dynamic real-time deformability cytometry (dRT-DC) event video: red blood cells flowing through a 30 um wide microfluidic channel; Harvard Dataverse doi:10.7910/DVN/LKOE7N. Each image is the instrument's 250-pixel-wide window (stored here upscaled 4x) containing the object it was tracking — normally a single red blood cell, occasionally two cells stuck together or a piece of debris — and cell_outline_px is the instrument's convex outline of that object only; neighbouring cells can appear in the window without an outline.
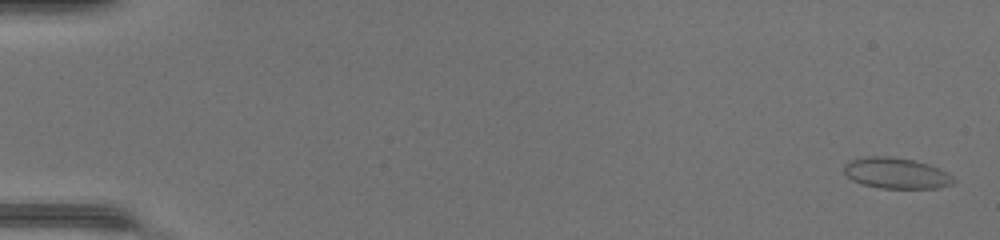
{"species": "common noctule bat (a hibernating species)", "species_latin": "Nyctalus noctula", "temperature_condition": "warm", "stored_images_in_passage": 50, "camera_frame_rate_fps": 3000, "um_per_image_px": 0.085, "animal": {"sex": "female", "body_mass_g": 17.0, "forearm_length_mm": 48.0}, "frame": {"image": 1, "passage_image": 2, "time_ms": 0.333, "image_size_px": [1000, 240], "cell_outline_px": [[956, 180], [952, 184], [936, 188], [880, 188], [864, 184], [852, 180], [844, 172], [844, 164], [848, 160], [868, 156], [892, 156], [916, 160], [940, 168], [948, 172]], "centroid_in_image_um": [76.19, 14.7], "position_along_channel_um": 8.8, "area_um2": 19.88}}
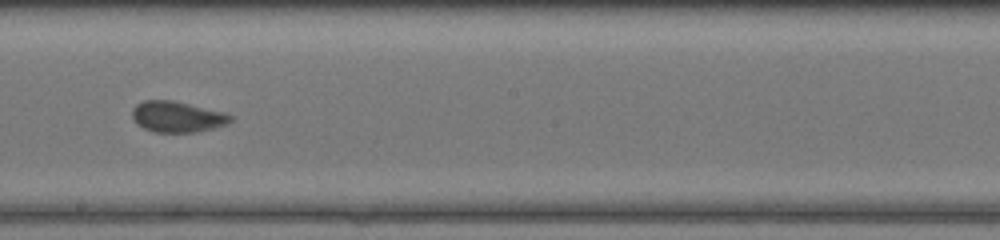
{"frame": {"image": 2, "passage_image": 30, "time_ms": 9.667, "image_size_px": [1000, 240], "cell_outline_px": [[232, 120], [228, 124], [196, 132], [156, 132], [144, 128], [136, 124], [132, 120], [132, 108], [136, 104], [144, 100], [172, 100], [224, 112], [232, 116]], "centroid_in_image_um": [15.03, 9.92], "position_along_channel_um": 233.2, "area_um2": 17.74}}
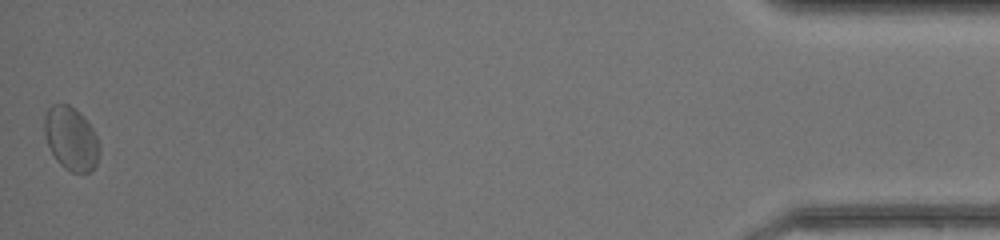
{"frame": {"image": 3, "passage_image": 50, "time_ms": 16.333, "image_size_px": [1000, 240], "cell_outline_px": [[100, 152], [96, 164], [92, 172], [72, 172], [64, 168], [56, 160], [48, 144], [44, 132], [44, 116], [48, 108], [52, 104], [68, 104], [76, 108], [88, 120], [100, 144]], "centroid_in_image_um": [6.06, 11.76], "position_along_channel_um": 429.1, "area_um2": 20.58}, "authors_computed_cell_mechanics": {"area_um2": 18.3804, "velocity_mm_per_s": 4.293, "shape_relaxation_time_tau1_ms": 2.8967, "shape_relaxation_time_tau2_ms": null, "deformation_change_tau1": 0.0716, "deformation_change_tau2": null}}